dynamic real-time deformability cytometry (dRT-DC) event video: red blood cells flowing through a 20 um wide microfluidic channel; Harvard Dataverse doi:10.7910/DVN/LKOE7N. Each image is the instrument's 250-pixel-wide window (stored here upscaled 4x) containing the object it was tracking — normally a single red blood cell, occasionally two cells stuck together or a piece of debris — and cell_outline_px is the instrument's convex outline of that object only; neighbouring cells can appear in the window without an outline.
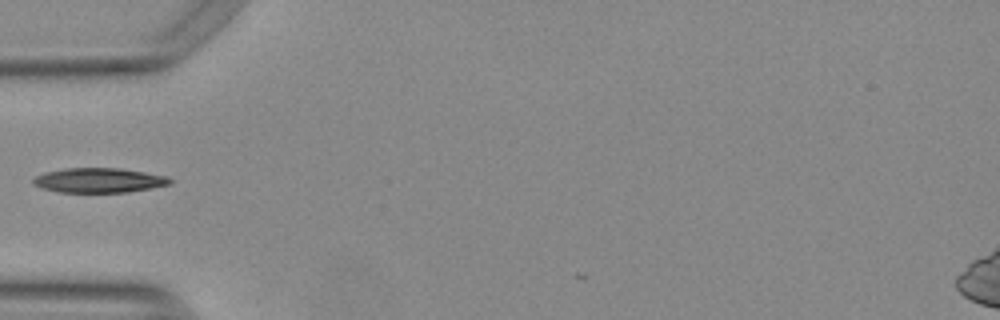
{"species": "Egyptian fruit bat (a non-hibernating species)", "species_latin": "Rousettus aegyptiacus", "temperature_condition": "warm", "stored_images_in_passage": 13, "camera_frame_rate_fps": 3000, "um_per_image_px": 0.085, "animal": {"sex": "female"}, "frame": {"image": 1, "passage_image": 2, "time_ms": 0.333, "image_size_px": [1000, 320], "cell_outline_px": [[172, 184], [128, 192], [60, 192], [44, 188], [32, 184], [32, 180], [36, 176], [44, 172], [64, 168], [120, 168], [168, 176], [172, 180]], "centroid_in_image_um": [8.42, 15.32], "position_along_channel_um": 76.6, "area_um2": 19.65}}